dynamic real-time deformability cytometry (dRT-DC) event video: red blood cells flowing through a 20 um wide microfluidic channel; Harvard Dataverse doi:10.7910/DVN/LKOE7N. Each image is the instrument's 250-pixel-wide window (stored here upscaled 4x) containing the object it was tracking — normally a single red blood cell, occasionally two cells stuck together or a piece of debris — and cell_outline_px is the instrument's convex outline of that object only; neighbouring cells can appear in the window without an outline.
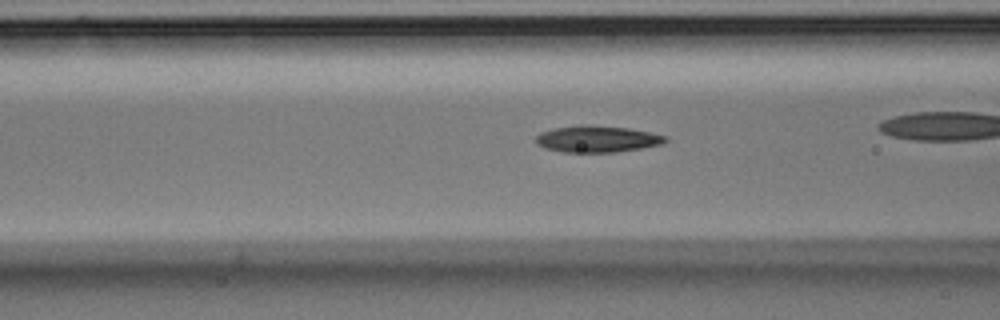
{"species": "Egyptian fruit bat (a non-hibernating species)", "species_latin": "Rousettus aegyptiacus", "temperature_condition": "room temperature", "stored_images_in_passage": 7, "camera_frame_rate_fps": 3000, "um_per_image_px": 0.085, "animal": {"sex": "male"}, "frame": {"image": 1, "passage_image": 4, "time_ms": 1.0, "image_size_px": [1000, 320], "cell_outline_px": [[668, 140], [664, 144], [616, 152], [564, 152], [544, 148], [536, 144], [536, 136], [540, 132], [556, 128], [580, 124], [588, 124], [628, 128], [668, 136]], "centroid_in_image_um": [50.76, 11.81], "position_along_channel_um": 115.8, "area_um2": 20.17}}